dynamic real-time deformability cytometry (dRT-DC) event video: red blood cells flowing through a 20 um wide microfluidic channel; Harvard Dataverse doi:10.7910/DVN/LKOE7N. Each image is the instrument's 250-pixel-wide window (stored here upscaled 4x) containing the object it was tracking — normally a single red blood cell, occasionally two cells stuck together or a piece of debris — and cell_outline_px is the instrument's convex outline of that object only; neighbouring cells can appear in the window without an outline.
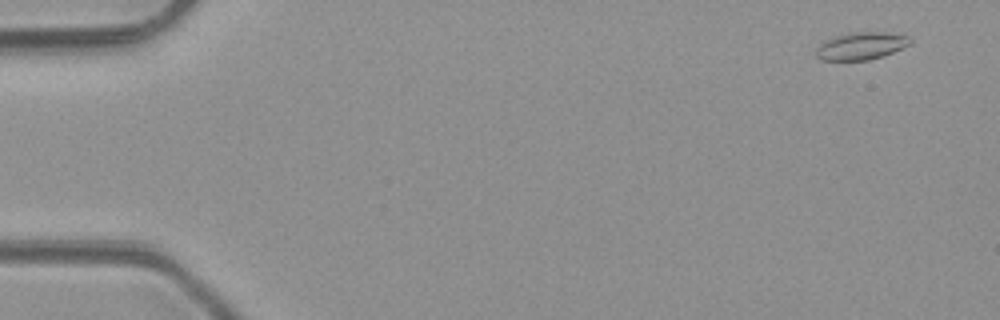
{"species": "common noctule bat (a hibernating species)", "species_latin": "Nyctalus noctula", "temperature_condition": "room temperature", "stored_images_in_passage": 7, "camera_frame_rate_fps": 3000, "um_per_image_px": 0.085, "animal": {"sex": "male", "body_mass_g": 23.1, "forearm_length_mm": 52.7}, "frame": {"image": 1, "passage_image": 1, "time_ms": 0.0, "image_size_px": [1000, 320], "cell_outline_px": [[912, 44], [884, 56], [868, 60], [820, 60], [816, 56], [816, 48], [824, 40], [832, 36], [852, 32], [888, 32], [908, 36], [912, 40]], "centroid_in_image_um": [73.2, 3.9], "position_along_channel_um": 11.8, "area_um2": 15.32}}
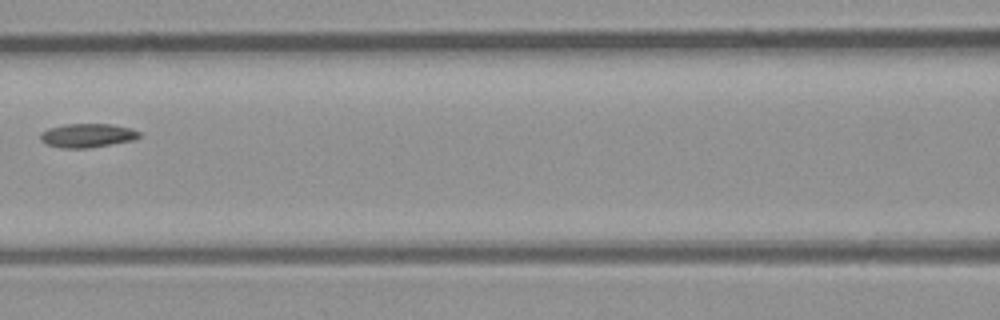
{"frame": {"image": 2, "passage_image": 6, "time_ms": 6.667, "image_size_px": [1000, 320], "cell_outline_px": [[140, 136], [132, 140], [112, 144], [88, 148], [60, 148], [44, 144], [40, 140], [40, 132], [48, 128], [64, 124], [112, 124], [132, 128], [140, 132]], "centroid_in_image_um": [7.38, 11.51], "position_along_channel_um": 159.2, "area_um2": 13.93}}
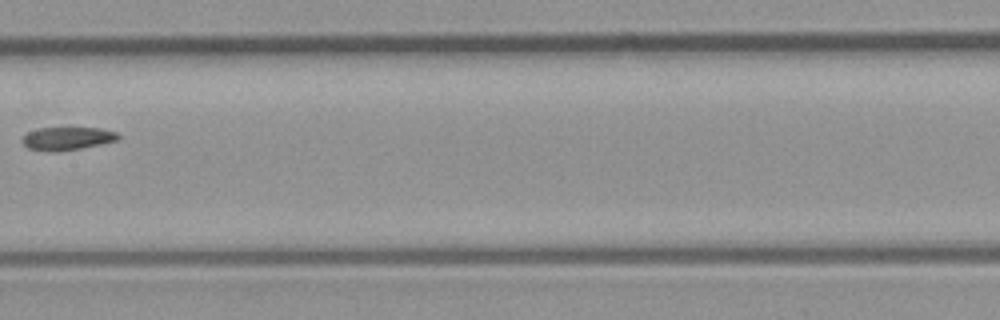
{"frame": {"image": 3, "passage_image": 7, "time_ms": 7.667, "image_size_px": [1000, 320], "cell_outline_px": [[120, 140], [80, 148], [56, 152], [48, 152], [28, 148], [20, 140], [28, 132], [40, 128], [100, 128], [116, 132], [120, 136]], "centroid_in_image_um": [5.72, 11.78], "position_along_channel_um": 201.7, "area_um2": 12.89}}